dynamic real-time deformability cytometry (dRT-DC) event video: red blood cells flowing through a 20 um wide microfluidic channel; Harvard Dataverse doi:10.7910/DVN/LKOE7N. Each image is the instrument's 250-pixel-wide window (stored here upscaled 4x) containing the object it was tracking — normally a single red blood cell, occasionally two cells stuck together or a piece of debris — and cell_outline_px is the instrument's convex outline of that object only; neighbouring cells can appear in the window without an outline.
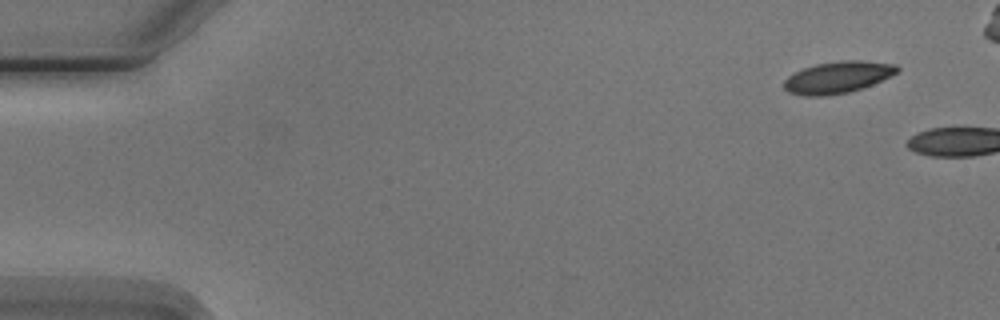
{"species": "Egyptian fruit bat (a non-hibernating species)", "species_latin": "Rousettus aegyptiacus", "temperature_condition": "cold", "stored_images_in_passage": 5, "camera_frame_rate_fps": 3000, "um_per_image_px": 0.085, "animal": {"sex": "male"}, "frame": {"image": 1, "passage_image": 1, "time_ms": 0.0, "image_size_px": [1000, 320], "cell_outline_px": [[900, 68], [892, 76], [872, 84], [848, 92], [824, 96], [804, 96], [788, 92], [784, 88], [784, 80], [788, 76], [804, 68], [816, 64], [840, 60], [860, 60], [896, 64]], "centroid_in_image_um": [71.2, 6.56], "position_along_channel_um": 13.8, "area_um2": 20.87}}